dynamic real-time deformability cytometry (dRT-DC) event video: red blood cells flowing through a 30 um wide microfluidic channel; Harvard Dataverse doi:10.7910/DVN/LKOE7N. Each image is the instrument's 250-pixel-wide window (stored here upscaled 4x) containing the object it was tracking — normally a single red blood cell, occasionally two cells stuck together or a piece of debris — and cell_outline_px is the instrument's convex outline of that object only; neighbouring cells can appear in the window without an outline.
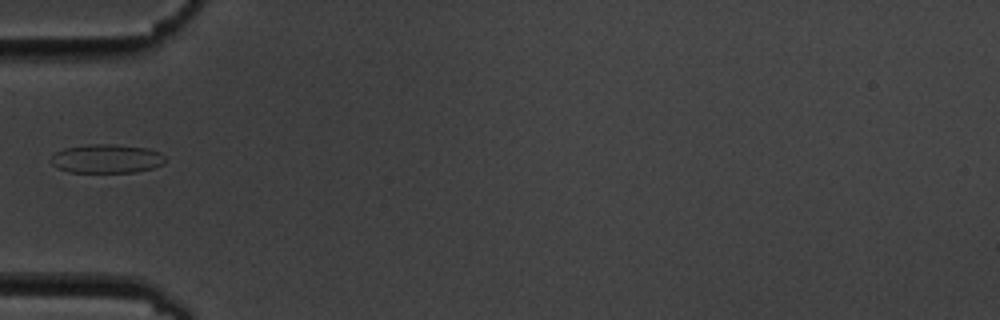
{"species": "common noctule bat (a hibernating species)", "species_latin": "Nyctalus noctula", "temperature_condition": "cold", "stored_images_in_passage": 13, "camera_frame_rate_fps": 3000, "um_per_image_px": 0.085, "animal": {"sex": "male", "body_mass_g": 19.5, "forearm_length_mm": 54.6}, "frame": {"image": 1, "passage_image": 3, "time_ms": 3.333, "image_size_px": [1000, 320], "cell_outline_px": [[168, 160], [164, 164], [152, 168], [136, 172], [68, 172], [52, 164], [48, 160], [56, 152], [64, 148], [88, 144], [112, 144], [148, 148], [160, 152]], "centroid_in_image_um": [9.09, 13.48], "position_along_channel_um": 75.9, "area_um2": 19.36}}
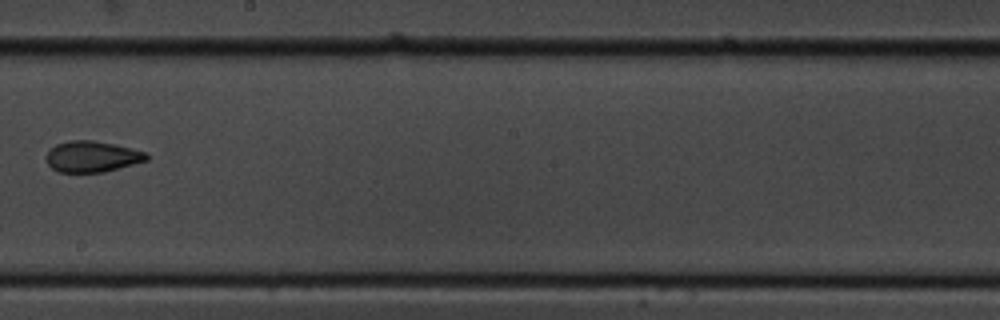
{"frame": {"image": 2, "passage_image": 7, "time_ms": 8.0, "image_size_px": [1000, 320], "cell_outline_px": [[148, 160], [104, 172], [60, 172], [52, 168], [48, 164], [44, 156], [56, 144], [68, 140], [92, 140], [132, 148], [148, 152]], "centroid_in_image_um": [7.83, 13.3], "position_along_channel_um": 240.4, "area_um2": 18.15}}
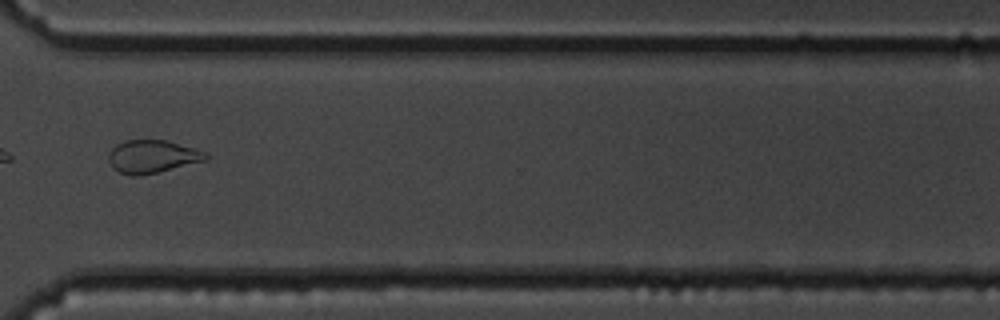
{"frame": {"image": 3, "passage_image": 10, "time_ms": 11.333, "image_size_px": [1000, 320], "cell_outline_px": [[208, 160], [140, 176], [132, 176], [120, 172], [112, 168], [108, 160], [108, 156], [112, 148], [116, 144], [124, 140], [164, 140], [196, 148], [208, 152]], "centroid_in_image_um": [12.96, 13.3], "position_along_channel_um": 357.6, "area_um2": 18.79}, "authors_computed_cell_mechanics": {"area_um2": 18.785, "velocity_mm_per_s": 3.525, "shape_relaxation_time_tau1_ms": null, "shape_relaxation_time_tau2_ms": 2.7291, "deformation_change_tau1": null, "deformation_change_tau2": 0.0878}}